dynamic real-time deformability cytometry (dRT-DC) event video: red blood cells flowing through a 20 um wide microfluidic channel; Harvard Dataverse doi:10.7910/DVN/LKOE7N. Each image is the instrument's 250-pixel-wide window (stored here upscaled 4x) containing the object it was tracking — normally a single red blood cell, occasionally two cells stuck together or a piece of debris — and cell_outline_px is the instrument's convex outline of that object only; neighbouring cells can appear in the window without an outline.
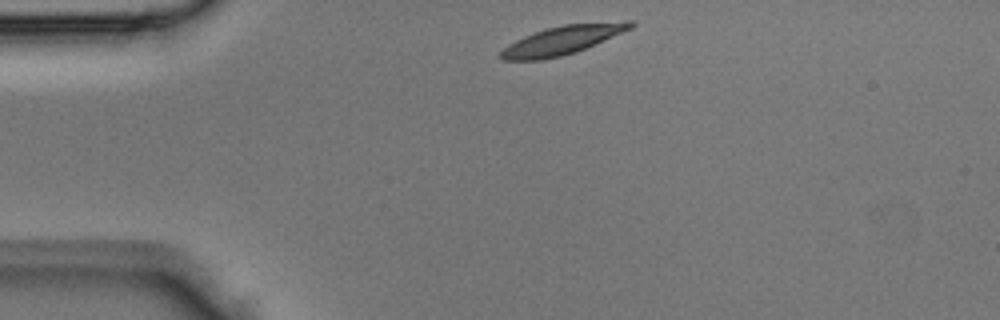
{"species": "Egyptian fruit bat (a non-hibernating species)", "species_latin": "Rousettus aegyptiacus", "temperature_condition": "room temperature", "stored_images_in_passage": 3, "camera_frame_rate_fps": 3000, "um_per_image_px": 0.085, "animal": {"sex": "male"}, "frame": {"image": 1, "passage_image": 1, "time_ms": 0.0, "image_size_px": [1000, 320], "cell_outline_px": [[636, 24], [632, 28], [576, 52], [560, 56], [540, 60], [504, 60], [500, 56], [500, 52], [508, 44], [524, 36], [548, 28], [564, 24], [628, 20], [632, 20]], "centroid_in_image_um": [47.84, 3.4], "position_along_channel_um": 37.2, "area_um2": 21.5}}
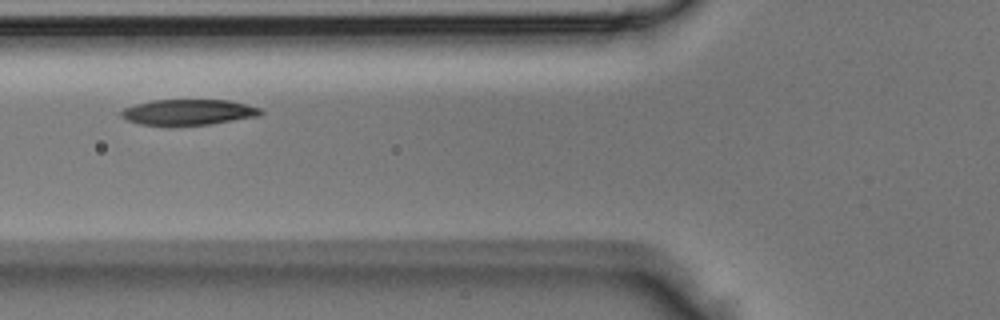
{"frame": {"image": 2, "passage_image": 3, "time_ms": 0.667, "image_size_px": [1000, 320], "cell_outline_px": [[264, 112], [260, 116], [212, 124], [140, 124], [124, 120], [120, 116], [120, 112], [124, 108], [136, 104], [152, 100], [228, 100], [260, 108]], "centroid_in_image_um": [16.01, 9.52], "position_along_channel_um": 109.8, "area_um2": 20.63}}